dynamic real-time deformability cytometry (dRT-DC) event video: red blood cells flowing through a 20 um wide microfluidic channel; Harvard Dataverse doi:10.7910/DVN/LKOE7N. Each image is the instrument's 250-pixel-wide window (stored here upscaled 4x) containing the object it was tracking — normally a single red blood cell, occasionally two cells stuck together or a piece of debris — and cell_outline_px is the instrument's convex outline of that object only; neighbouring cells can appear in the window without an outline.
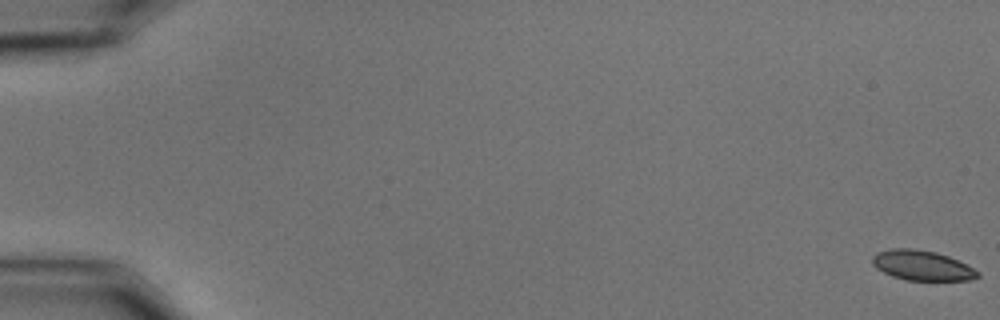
{"species": "common noctule bat (a hibernating species)", "species_latin": "Nyctalus noctula", "temperature_condition": "cold", "stored_images_in_passage": 60, "camera_frame_rate_fps": 3000, "um_per_image_px": 0.085, "animal": {"sex": "male", "body_mass_g": 15.6}, "frame": {"image": 1, "passage_image": 1, "time_ms": 0.0, "image_size_px": [1000, 320], "cell_outline_px": [[980, 276], [972, 280], [904, 280], [892, 276], [876, 268], [872, 264], [872, 256], [876, 252], [892, 248], [912, 248], [936, 252], [948, 256], [980, 272]], "centroid_in_image_um": [78.34, 22.56], "position_along_channel_um": 6.7, "area_um2": 18.38}}
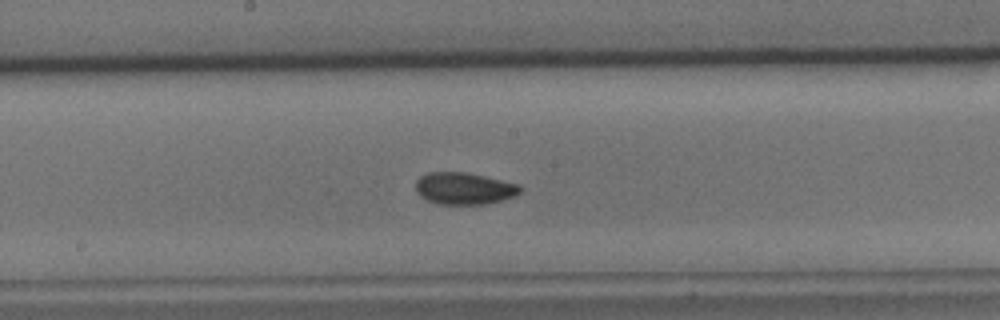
{"frame": {"image": 2, "passage_image": 33, "time_ms": 10.667, "image_size_px": [1000, 320], "cell_outline_px": [[520, 192], [516, 196], [488, 204], [440, 204], [428, 200], [420, 196], [416, 192], [416, 180], [420, 176], [428, 172], [468, 172], [520, 184]], "centroid_in_image_um": [39.46, 16.01], "position_along_channel_um": 208.7, "area_um2": 19.59}}
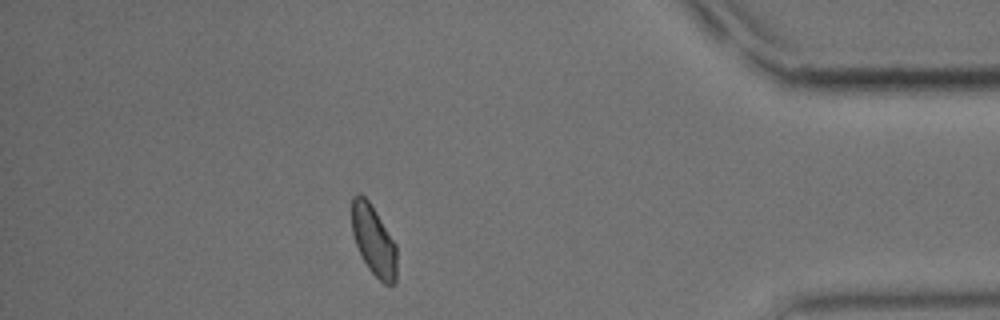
{"frame": {"image": 3, "passage_image": 53, "time_ms": 17.333, "image_size_px": [1000, 320], "cell_outline_px": [[396, 280], [392, 284], [384, 284], [368, 268], [356, 244], [352, 232], [352, 196], [360, 192], [372, 204], [396, 244]], "centroid_in_image_um": [31.76, 20.4], "position_along_channel_um": 403.4, "area_um2": 18.32}, "authors_computed_cell_mechanics": {"area_um2": 18.9295, "velocity_mm_per_s": 3.4599, "shape_relaxation_time_tau1_ms": 4.151, "shape_relaxation_time_tau2_ms": 3.929, "deformation_change_tau1": 0.0857, "deformation_change_tau2": 0.0599}}